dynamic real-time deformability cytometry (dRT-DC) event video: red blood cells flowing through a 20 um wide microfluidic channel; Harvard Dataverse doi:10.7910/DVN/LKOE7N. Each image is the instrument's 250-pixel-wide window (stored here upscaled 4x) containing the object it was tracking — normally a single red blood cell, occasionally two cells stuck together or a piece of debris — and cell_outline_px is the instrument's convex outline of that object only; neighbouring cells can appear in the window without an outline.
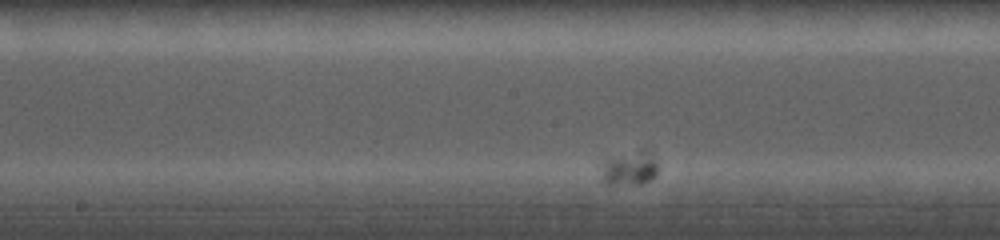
{"species": "common noctule bat (a hibernating species)", "species_latin": "Nyctalus noctula", "temperature_condition": "cold", "stored_images_in_passage": 22, "camera_frame_rate_fps": 5000, "um_per_image_px": 0.085, "animal": {"sex": "female", "body_mass_g": 19.0, "forearm_length_mm": 56.7}, "frame": {"image": 1, "passage_image": 11, "time_ms": 4.6, "image_size_px": [1000, 240], "cell_outline_px": [[660, 168], [656, 176], [652, 180], [640, 184], [600, 184], [600, 176], [604, 160], [640, 148], [644, 148], [656, 160]], "centroid_in_image_um": [53.53, 14.32], "position_along_channel_um": 194.7, "area_um2": 11.79}}